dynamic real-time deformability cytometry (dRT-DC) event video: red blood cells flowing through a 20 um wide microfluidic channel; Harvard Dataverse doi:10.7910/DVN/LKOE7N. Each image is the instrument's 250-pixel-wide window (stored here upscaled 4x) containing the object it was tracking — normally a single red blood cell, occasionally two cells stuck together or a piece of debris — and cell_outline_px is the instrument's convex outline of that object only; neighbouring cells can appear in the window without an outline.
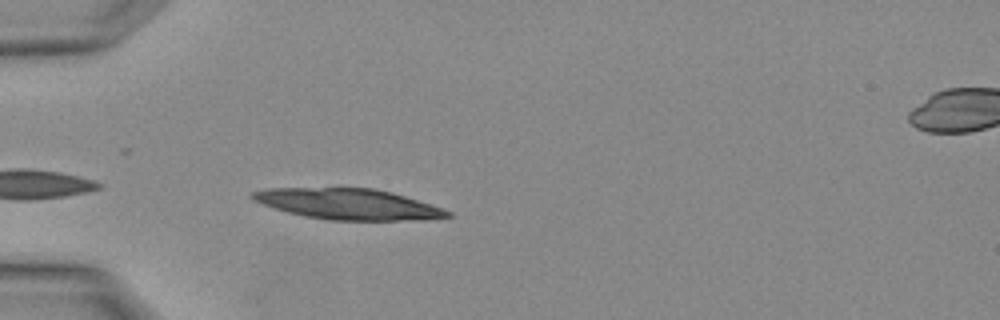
{"species": "Egyptian fruit bat (a non-hibernating species)", "species_latin": "Rousettus aegyptiacus", "temperature_condition": "warm", "stored_images_in_passage": 2, "segment_of_instrument_passage": [1, 2], "camera_frame_rate_fps": 3000, "um_per_image_px": 0.085, "animal": {"sex": "female"}, "frame": {"image": 1, "passage_image": 1, "time_ms": 0.0, "image_size_px": [1000, 320], "cell_outline_px": [[452, 216], [424, 220], [328, 220], [304, 216], [288, 212], [264, 204], [248, 196], [252, 192], [264, 188], [372, 188], [392, 192], [444, 208], [452, 212]], "centroid_in_image_um": [29.64, 17.35], "position_along_channel_um": 55.4, "area_um2": 34.91}}